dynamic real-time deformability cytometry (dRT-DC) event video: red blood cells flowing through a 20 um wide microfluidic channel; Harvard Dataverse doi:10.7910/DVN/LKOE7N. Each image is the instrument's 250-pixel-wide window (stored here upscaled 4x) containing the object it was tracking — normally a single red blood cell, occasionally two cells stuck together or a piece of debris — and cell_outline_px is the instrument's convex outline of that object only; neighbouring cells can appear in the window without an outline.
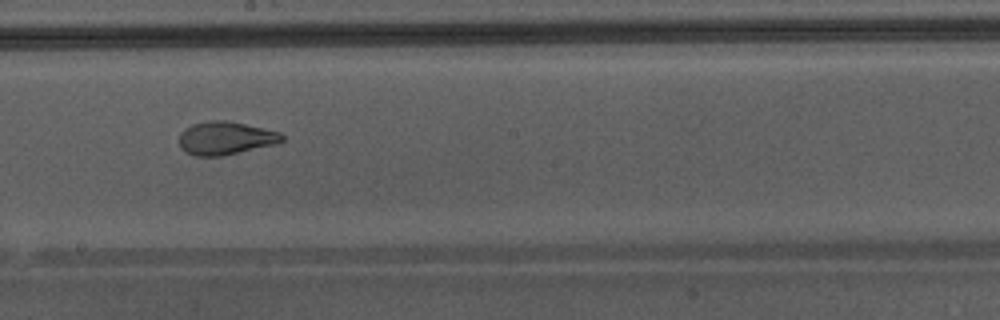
{"species": "Egyptian fruit bat (a non-hibernating species)", "species_latin": "Rousettus aegyptiacus", "temperature_condition": "warm", "stored_images_in_passage": 30, "camera_frame_rate_fps": 3000, "um_per_image_px": 0.085, "animal": {"sex": "male"}, "frame": {"image": 1, "passage_image": 13, "time_ms": 4.0, "image_size_px": [1000, 320], "cell_outline_px": [[284, 140], [276, 144], [224, 156], [196, 156], [184, 152], [180, 148], [180, 132], [184, 128], [192, 124], [212, 120], [224, 120], [244, 124], [280, 132], [284, 136]], "centroid_in_image_um": [19.15, 11.75], "position_along_channel_um": 229.0, "area_um2": 19.94}, "authors_computed_cell_mechanics": {"area_um2": 20.7213, "velocity_mm_per_s": 4.3814, "shape_relaxation_time_tau1_ms": 4.9016, "shape_relaxation_time_tau2_ms": 1.0721, "deformation_change_tau1": 0.1873, "deformation_change_tau2": 0.0811}}